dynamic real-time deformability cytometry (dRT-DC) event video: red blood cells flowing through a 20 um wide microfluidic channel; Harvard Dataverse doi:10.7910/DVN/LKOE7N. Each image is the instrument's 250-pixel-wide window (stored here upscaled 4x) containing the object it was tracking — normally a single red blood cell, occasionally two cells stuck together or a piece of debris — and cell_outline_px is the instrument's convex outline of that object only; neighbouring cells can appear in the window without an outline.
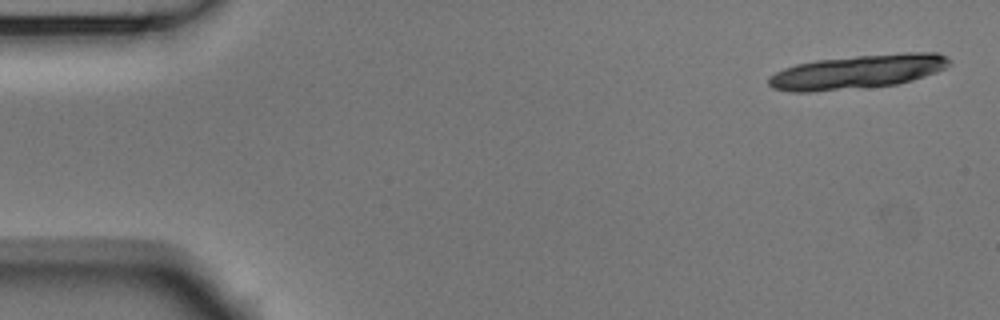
{"species": "Egyptian fruit bat (a non-hibernating species)", "species_latin": "Rousettus aegyptiacus", "temperature_condition": "room temperature", "stored_images_in_passage": 17, "camera_frame_rate_fps": 3000, "um_per_image_px": 0.085, "animal": {"sex": "male"}, "frame": {"image": 1, "passage_image": 1, "time_ms": 0.0, "image_size_px": [1000, 320], "cell_outline_px": [[952, 64], [936, 72], [912, 80], [896, 84], [864, 88], [808, 92], [788, 92], [772, 88], [768, 84], [768, 76], [784, 68], [796, 64], [816, 60], [856, 56], [904, 52], [936, 52], [952, 60]], "centroid_in_image_um": [72.88, 6.1], "position_along_channel_um": 12.1, "area_um2": 36.01}}